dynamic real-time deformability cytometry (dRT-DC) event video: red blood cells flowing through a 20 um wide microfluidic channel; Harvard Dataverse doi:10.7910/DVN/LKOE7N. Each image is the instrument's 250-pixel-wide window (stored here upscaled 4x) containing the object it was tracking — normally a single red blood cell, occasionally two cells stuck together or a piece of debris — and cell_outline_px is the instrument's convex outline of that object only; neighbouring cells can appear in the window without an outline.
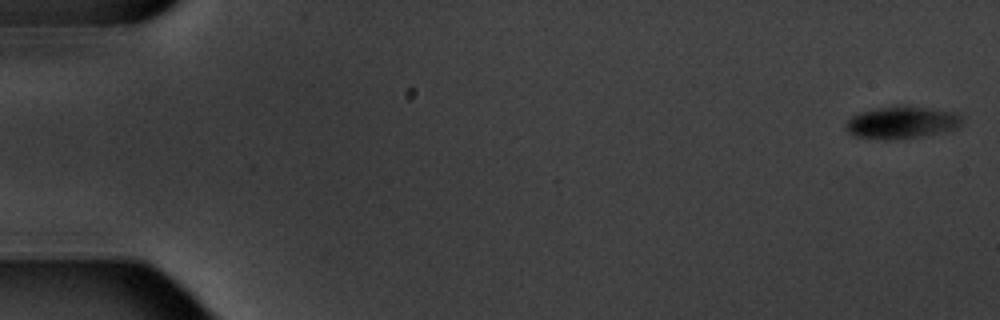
{"species": "common noctule bat (a hibernating species)", "species_latin": "Nyctalus noctula", "temperature_condition": "warm", "stored_images_in_passage": 9, "camera_frame_rate_fps": 3000, "um_per_image_px": 0.085, "animal": {"sex": "male", "body_mass_g": 20.1, "forearm_length_mm": 53.5}, "frame": {"image": 1, "passage_image": 1, "time_ms": 0.0, "image_size_px": [1000, 320], "cell_outline_px": [[960, 124], [956, 128], [940, 132], [920, 136], [896, 140], [884, 140], [856, 136], [848, 132], [844, 128], [844, 124], [852, 116], [860, 112], [876, 108], [928, 108], [952, 112], [960, 116]], "centroid_in_image_um": [76.56, 10.45], "position_along_channel_um": 8.4, "area_um2": 21.04}}
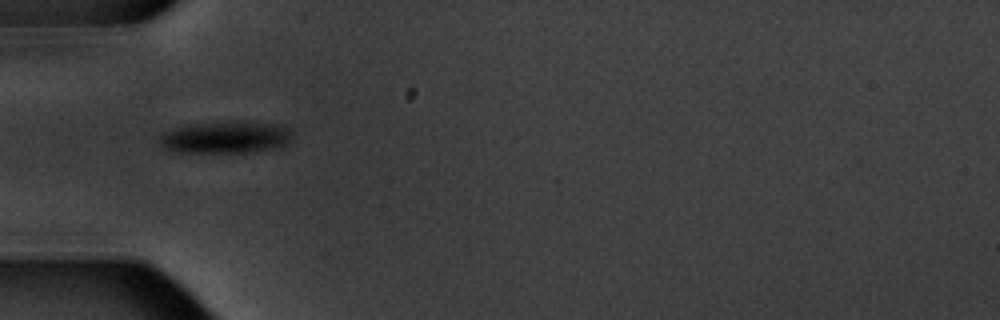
{"frame": {"image": 2, "passage_image": 6, "time_ms": 6.0, "image_size_px": [1000, 320], "cell_outline_px": [[292, 140], [284, 148], [256, 152], [172, 152], [164, 148], [156, 140], [156, 136], [172, 128], [188, 124], [228, 120], [244, 120], [276, 124], [288, 128], [292, 132]], "centroid_in_image_um": [19.19, 11.66], "position_along_channel_um": 65.8, "area_um2": 26.07}}
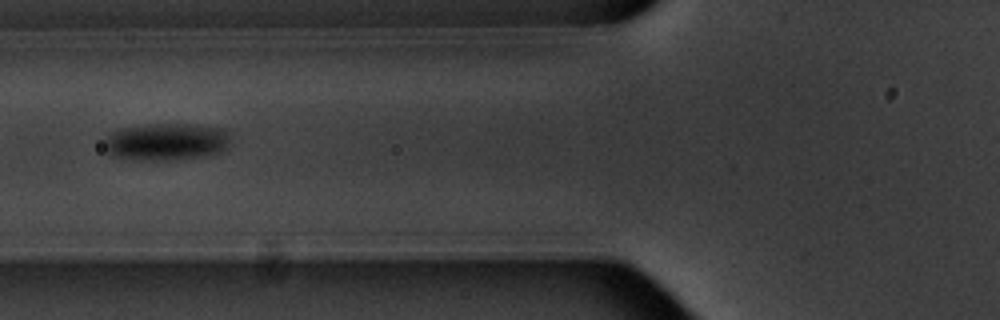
{"frame": {"image": 3, "passage_image": 7, "time_ms": 7.333, "image_size_px": [1000, 320], "cell_outline_px": [[232, 144], [224, 152], [212, 156], [184, 160], [152, 160], [116, 156], [108, 152], [104, 140], [108, 132], [120, 128], [148, 124], [196, 124], [224, 128]], "centroid_in_image_um": [14.24, 12.05], "position_along_channel_um": 111.6, "area_um2": 28.03}}